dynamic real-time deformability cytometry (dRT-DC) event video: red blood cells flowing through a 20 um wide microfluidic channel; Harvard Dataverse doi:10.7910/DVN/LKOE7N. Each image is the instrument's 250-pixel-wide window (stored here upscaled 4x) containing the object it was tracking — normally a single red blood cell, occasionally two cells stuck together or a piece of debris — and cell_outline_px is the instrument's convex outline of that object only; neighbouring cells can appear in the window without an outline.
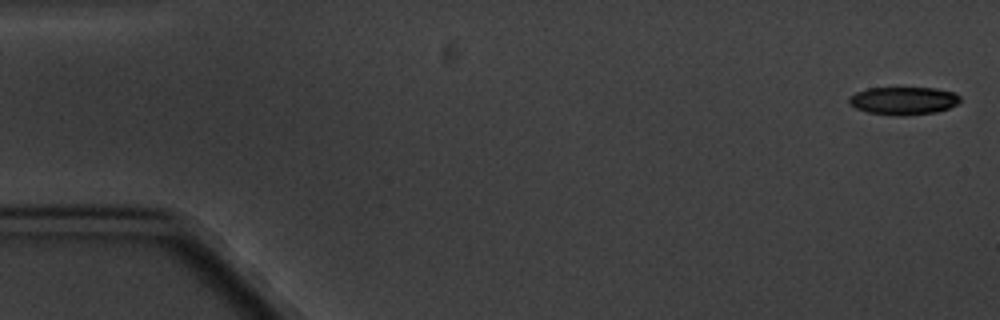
{"species": "common noctule bat (a hibernating species)", "species_latin": "Nyctalus noctula", "temperature_condition": "cold", "stored_images_in_passage": 5, "camera_frame_rate_fps": 3000, "um_per_image_px": 0.085, "animal": {"sex": "male", "body_mass_g": 20.1, "forearm_length_mm": 53.5}, "frame": {"image": 1, "passage_image": 1, "time_ms": 0.0, "image_size_px": [1000, 320], "cell_outline_px": [[960, 100], [956, 104], [948, 108], [936, 112], [904, 116], [868, 112], [856, 108], [848, 104], [848, 96], [856, 92], [868, 88], [936, 88], [952, 92], [960, 96]], "centroid_in_image_um": [76.76, 8.56], "position_along_channel_um": 8.2, "area_um2": 17.98}}